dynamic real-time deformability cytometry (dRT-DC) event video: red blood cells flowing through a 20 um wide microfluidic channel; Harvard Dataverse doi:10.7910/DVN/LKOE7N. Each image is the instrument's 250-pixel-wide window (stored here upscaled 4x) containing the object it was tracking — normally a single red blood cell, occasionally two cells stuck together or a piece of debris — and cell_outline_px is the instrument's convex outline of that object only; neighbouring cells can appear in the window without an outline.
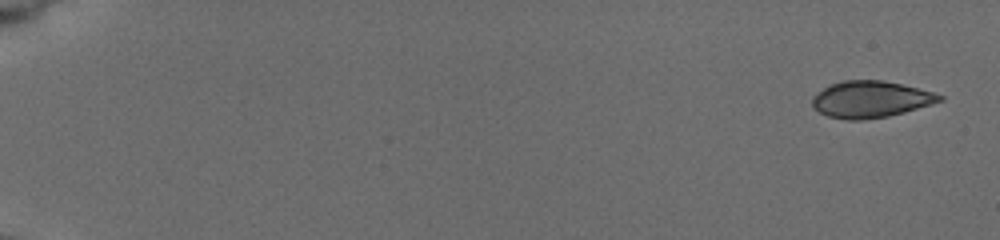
{"species": "common noctule bat (a hibernating species)", "species_latin": "Nyctalus noctula", "temperature_condition": "cold", "stored_images_in_passage": 26, "camera_frame_rate_fps": 3000, "um_per_image_px": 0.085, "animal": {"sex": "female", "body_mass_g": 19.5, "forearm_length_mm": 54.1}, "frame": {"image": 1, "passage_image": 1, "time_ms": 0.0, "image_size_px": [1000, 240], "cell_outline_px": [[944, 100], [904, 112], [888, 116], [864, 120], [844, 120], [828, 116], [812, 108], [812, 96], [824, 88], [832, 84], [844, 80], [880, 80], [900, 84], [932, 92], [944, 96]], "centroid_in_image_um": [73.96, 8.45], "position_along_channel_um": 11.0, "area_um2": 26.99}}
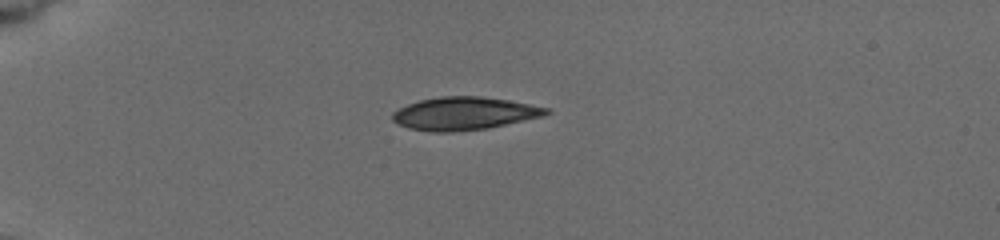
{"frame": {"image": 2, "passage_image": 12, "time_ms": 4.667, "image_size_px": [1000, 240], "cell_outline_px": [[552, 112], [540, 116], [488, 128], [452, 132], [432, 132], [408, 128], [392, 120], [392, 112], [408, 104], [420, 100], [440, 96], [480, 96], [508, 100], [548, 108]], "centroid_in_image_um": [39.41, 9.64], "position_along_channel_um": 45.6, "area_um2": 29.19}}